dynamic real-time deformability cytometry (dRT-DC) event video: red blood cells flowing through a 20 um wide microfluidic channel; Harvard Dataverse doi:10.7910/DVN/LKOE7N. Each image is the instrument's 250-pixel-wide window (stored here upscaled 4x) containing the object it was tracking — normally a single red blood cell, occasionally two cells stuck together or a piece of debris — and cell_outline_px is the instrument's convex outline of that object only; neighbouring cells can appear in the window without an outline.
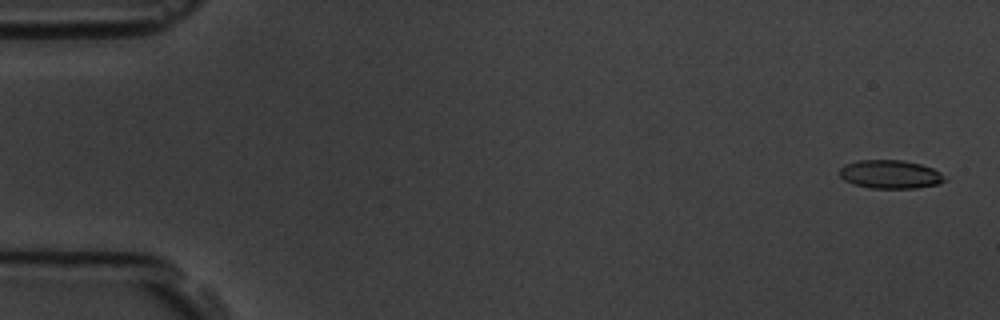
{"species": "common noctule bat (a hibernating species)", "species_latin": "Nyctalus noctula", "temperature_condition": "room temperature", "stored_images_in_passage": 6, "segment_of_instrument_passage": [1, 2], "camera_frame_rate_fps": 3000, "um_per_image_px": 0.085, "animal": {"sex": "male", "body_mass_g": 19.5, "forearm_length_mm": 54.6}, "frame": {"image": 1, "passage_image": 1, "time_ms": 0.0, "image_size_px": [1000, 320], "cell_outline_px": [[944, 180], [936, 184], [916, 188], [868, 188], [844, 180], [840, 176], [840, 168], [844, 164], [856, 160], [904, 160], [920, 164], [932, 168], [940, 172]], "centroid_in_image_um": [75.62, 14.8], "position_along_channel_um": 9.4, "area_um2": 17.28}}
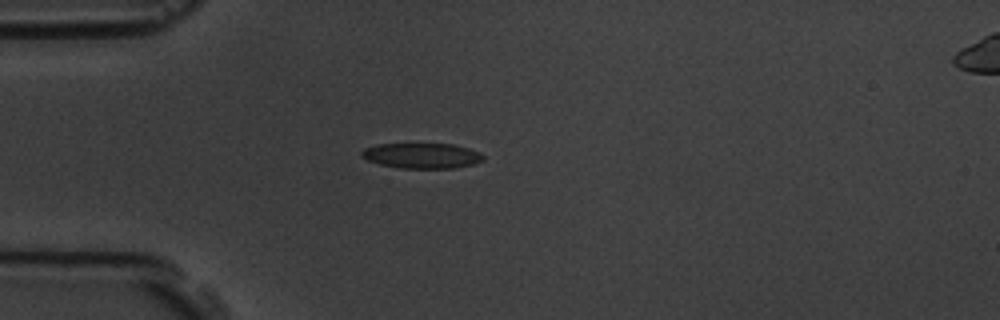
{"frame": {"image": 2, "passage_image": 5, "time_ms": 4.333, "image_size_px": [1000, 320], "cell_outline_px": [[484, 160], [472, 164], [456, 168], [400, 168], [380, 164], [368, 160], [360, 156], [360, 152], [364, 148], [376, 144], [452, 144], [468, 148], [480, 152], [484, 156]], "centroid_in_image_um": [35.85, 13.23], "position_along_channel_um": 49.2, "area_um2": 17.98}}